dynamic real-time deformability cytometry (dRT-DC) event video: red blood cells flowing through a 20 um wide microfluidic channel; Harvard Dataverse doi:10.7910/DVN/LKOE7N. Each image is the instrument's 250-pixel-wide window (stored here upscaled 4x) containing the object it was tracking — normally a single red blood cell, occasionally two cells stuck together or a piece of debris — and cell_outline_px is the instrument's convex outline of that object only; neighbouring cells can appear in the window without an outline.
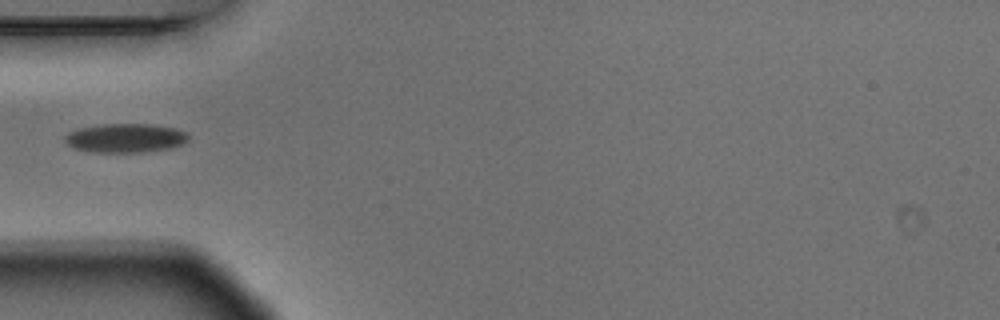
{"species": "Egyptian fruit bat (a non-hibernating species)", "species_latin": "Rousettus aegyptiacus", "temperature_condition": "warm", "stored_images_in_passage": 2, "camera_frame_rate_fps": 3000, "um_per_image_px": 0.085, "animal": {"sex": "male"}, "frame": {"image": 1, "passage_image": 2, "time_ms": 0.333, "image_size_px": [1000, 320], "cell_outline_px": [[188, 140], [184, 144], [168, 148], [144, 152], [92, 152], [76, 148], [68, 144], [64, 140], [64, 136], [68, 132], [80, 128], [100, 124], [152, 124], [176, 128], [188, 132]], "centroid_in_image_um": [10.69, 11.72], "position_along_channel_um": 74.3, "area_um2": 20.92}}